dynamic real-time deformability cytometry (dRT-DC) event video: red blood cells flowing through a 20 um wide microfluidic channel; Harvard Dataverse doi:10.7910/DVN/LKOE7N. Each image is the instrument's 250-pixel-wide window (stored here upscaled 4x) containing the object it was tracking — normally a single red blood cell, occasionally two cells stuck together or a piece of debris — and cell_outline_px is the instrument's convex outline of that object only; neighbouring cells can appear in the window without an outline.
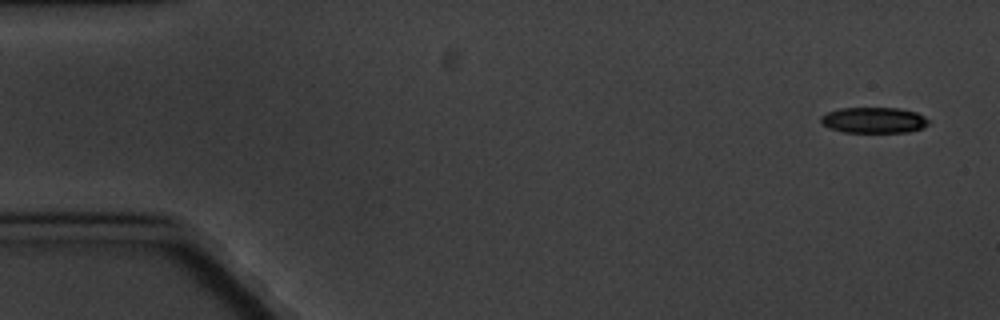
{"species": "common noctule bat (a hibernating species)", "species_latin": "Nyctalus noctula", "temperature_condition": "cold", "stored_images_in_passage": 4, "camera_frame_rate_fps": 3000, "um_per_image_px": 0.085, "animal": {"sex": "male", "body_mass_g": 20.1, "forearm_length_mm": 53.5}, "frame": {"image": 1, "passage_image": 1, "time_ms": 0.0, "image_size_px": [1000, 320], "cell_outline_px": [[928, 124], [920, 128], [908, 132], [844, 132], [828, 128], [820, 120], [820, 116], [828, 112], [840, 108], [900, 108], [916, 112], [924, 116], [928, 120]], "centroid_in_image_um": [74.25, 10.21], "position_along_channel_um": 10.7, "area_um2": 16.13}}
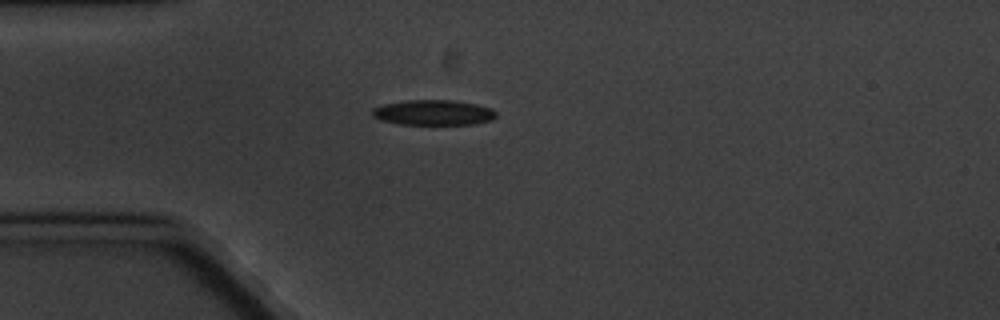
{"frame": {"image": 2, "passage_image": 4, "time_ms": 4.333, "image_size_px": [1000, 320], "cell_outline_px": [[496, 116], [492, 120], [476, 124], [400, 124], [380, 120], [372, 116], [372, 108], [384, 104], [408, 100], [452, 100], [476, 104], [492, 108], [496, 112]], "centroid_in_image_um": [36.85, 9.57], "position_along_channel_um": 48.2, "area_um2": 18.26}}